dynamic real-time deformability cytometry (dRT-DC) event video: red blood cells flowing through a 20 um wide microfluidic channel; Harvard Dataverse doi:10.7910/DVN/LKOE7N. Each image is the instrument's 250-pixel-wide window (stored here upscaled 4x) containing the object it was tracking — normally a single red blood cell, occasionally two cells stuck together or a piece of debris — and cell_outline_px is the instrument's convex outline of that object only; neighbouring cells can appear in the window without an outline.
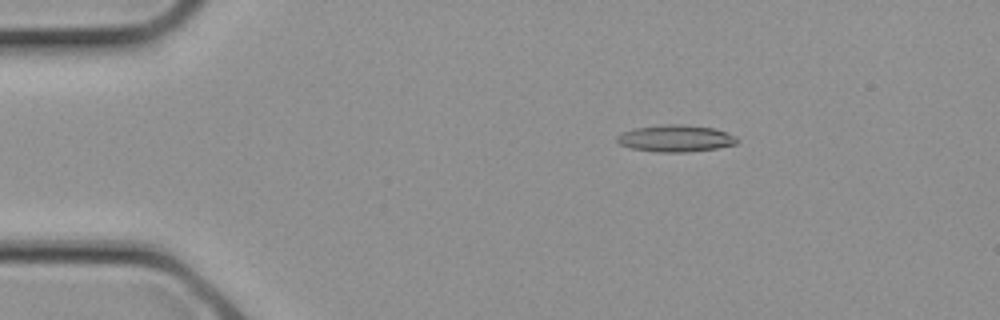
{"species": "common noctule bat (a hibernating species)", "species_latin": "Nyctalus noctula", "temperature_condition": "cold", "stored_images_in_passage": 12, "camera_frame_rate_fps": 3000, "um_per_image_px": 0.085, "animal": {"sex": "female", "body_mass_g": 21.9}, "frame": {"image": 1, "passage_image": 5, "time_ms": 1.333, "image_size_px": [1000, 320], "cell_outline_px": [[740, 140], [736, 144], [716, 148], [688, 152], [656, 152], [632, 148], [620, 144], [616, 140], [616, 136], [624, 132], [636, 128], [664, 124], [684, 124], [716, 128], [736, 136]], "centroid_in_image_um": [57.47, 11.76], "position_along_channel_um": 27.5, "area_um2": 18.84}}
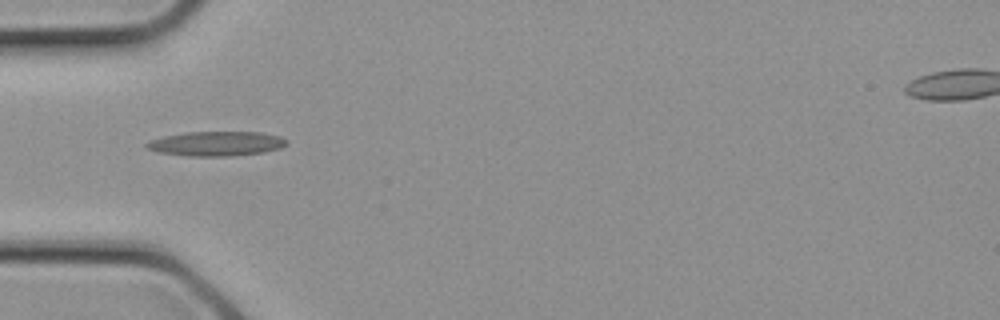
{"frame": {"image": 2, "passage_image": 9, "time_ms": 2.667, "image_size_px": [1000, 320], "cell_outline_px": [[288, 144], [280, 148], [264, 152], [232, 156], [188, 156], [156, 152], [144, 148], [144, 144], [152, 140], [164, 136], [184, 132], [260, 132], [280, 136], [288, 140]], "centroid_in_image_um": [18.38, 12.21], "position_along_channel_um": 66.6, "area_um2": 20.23}}
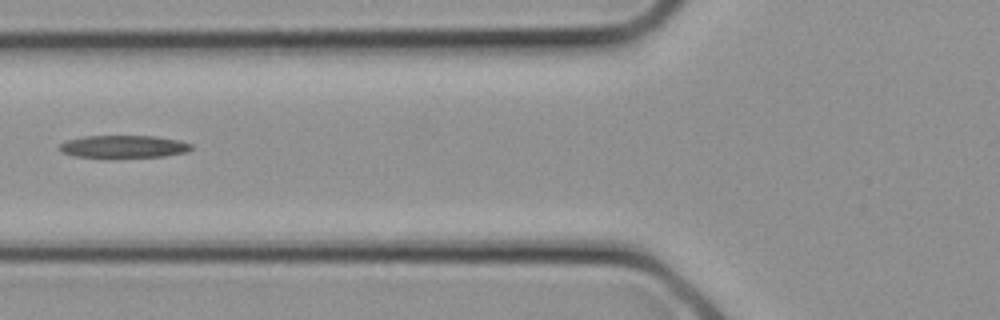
{"frame": {"image": 3, "passage_image": 11, "time_ms": 3.333, "image_size_px": [1000, 320], "cell_outline_px": [[192, 148], [188, 152], [164, 156], [108, 160], [104, 160], [72, 156], [60, 152], [56, 148], [64, 140], [84, 136], [156, 136], [180, 140], [192, 144]], "centroid_in_image_um": [10.42, 12.5], "position_along_channel_um": 115.4, "area_um2": 18.55}}